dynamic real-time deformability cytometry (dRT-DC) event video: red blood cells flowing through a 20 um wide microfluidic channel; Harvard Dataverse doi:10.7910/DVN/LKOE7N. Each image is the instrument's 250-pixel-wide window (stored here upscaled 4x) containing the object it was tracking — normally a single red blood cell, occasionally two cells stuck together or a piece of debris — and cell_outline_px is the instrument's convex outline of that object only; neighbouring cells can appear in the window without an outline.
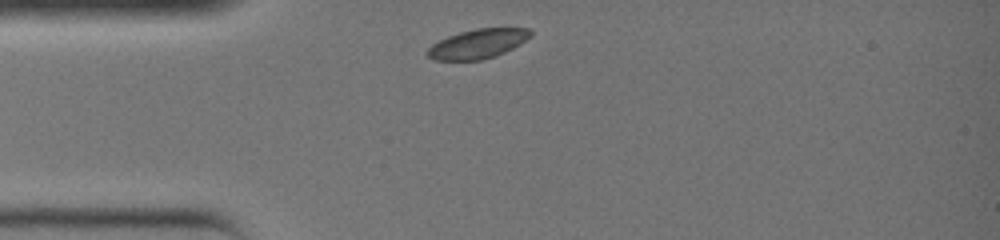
{"species": "common noctule bat (a hibernating species)", "species_latin": "Nyctalus noctula", "temperature_condition": "warm", "stored_images_in_passage": 23, "camera_frame_rate_fps": 3000, "um_per_image_px": 0.085, "animal": {"sex": "female", "body_mass_g": 19.0, "forearm_length_mm": 51.5}, "frame": {"image": 1, "passage_image": 1, "time_ms": 0.0, "image_size_px": [1000, 240], "cell_outline_px": [[532, 36], [520, 44], [496, 56], [480, 60], [432, 60], [424, 52], [432, 44], [448, 36], [460, 32], [476, 28], [528, 28], [532, 32]], "centroid_in_image_um": [40.6, 3.72], "position_along_channel_um": 44.4, "area_um2": 17.69}}
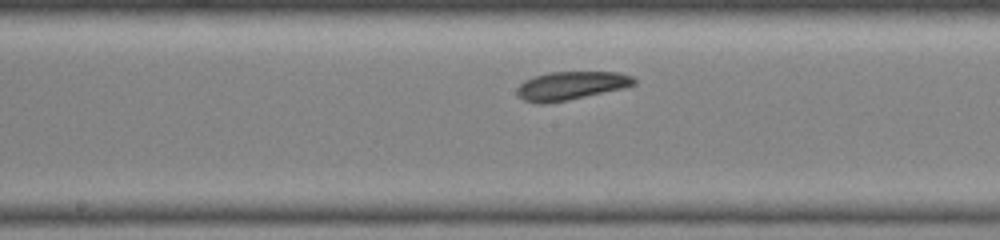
{"frame": {"image": 2, "passage_image": 11, "time_ms": 3.333, "image_size_px": [1000, 240], "cell_outline_px": [[636, 84], [624, 88], [568, 100], [548, 104], [536, 104], [524, 100], [516, 92], [516, 88], [524, 80], [532, 76], [548, 72], [620, 72], [632, 76], [636, 80]], "centroid_in_image_um": [48.51, 7.28], "position_along_channel_um": 199.7, "area_um2": 19.59}}
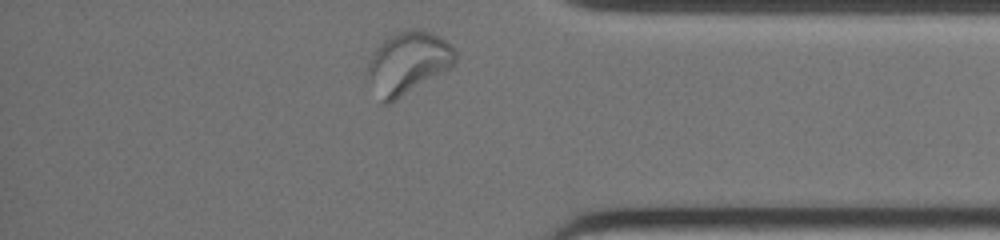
{"frame": {"image": 3, "passage_image": 23, "time_ms": 7.333, "image_size_px": [1000, 240], "cell_outline_px": [[456, 64], [396, 100], [388, 104], [384, 104], [368, 72], [368, 64], [376, 48], [388, 36], [404, 28], [416, 28], [432, 32], [440, 36], [456, 52]], "centroid_in_image_um": [34.73, 5.28], "position_along_channel_um": 400.5, "area_um2": 31.1}}